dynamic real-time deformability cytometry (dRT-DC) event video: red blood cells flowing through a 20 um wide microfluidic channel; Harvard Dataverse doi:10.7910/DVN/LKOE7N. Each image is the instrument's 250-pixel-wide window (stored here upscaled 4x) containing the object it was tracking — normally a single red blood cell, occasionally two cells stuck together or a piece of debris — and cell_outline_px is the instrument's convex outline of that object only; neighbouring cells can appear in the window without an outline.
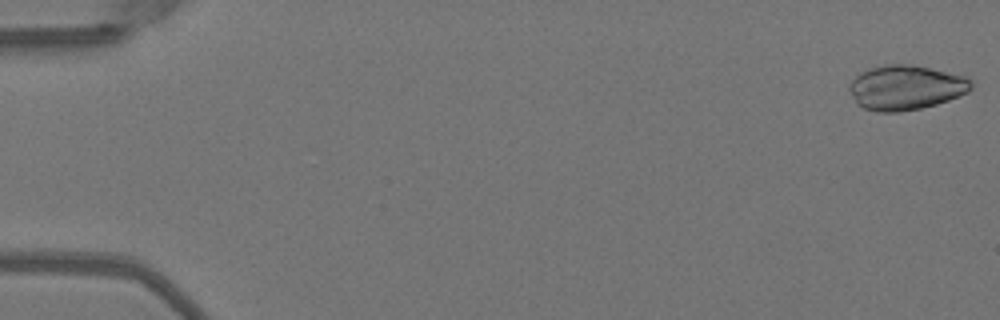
{"species": "Egyptian fruit bat (a non-hibernating species)", "species_latin": "Rousettus aegyptiacus", "temperature_condition": "warm", "stored_images_in_passage": 51, "camera_frame_rate_fps": 3000, "um_per_image_px": 0.085, "animal": {"sex": "female"}, "frame": {"image": 1, "passage_image": 1, "time_ms": 0.0, "image_size_px": [1000, 320], "cell_outline_px": [[972, 88], [968, 92], [960, 96], [936, 104], [920, 108], [900, 112], [876, 112], [864, 108], [856, 104], [848, 88], [852, 80], [860, 72], [868, 68], [884, 64], [912, 64], [964, 76], [972, 80]], "centroid_in_image_um": [76.97, 7.44], "position_along_channel_um": 8.0, "area_um2": 31.91}}
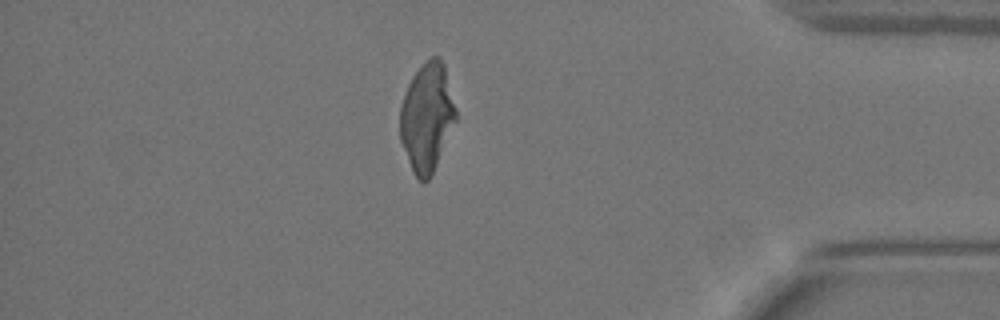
{"frame": {"image": 2, "passage_image": 44, "time_ms": 14.333, "image_size_px": [1000, 320], "cell_outline_px": [[456, 120], [436, 164], [428, 180], [420, 180], [412, 172], [400, 140], [400, 108], [408, 84], [412, 76], [424, 60], [432, 56], [440, 56], [444, 64], [456, 108]], "centroid_in_image_um": [36.28, 9.91], "position_along_channel_um": 398.9, "area_um2": 35.03}}
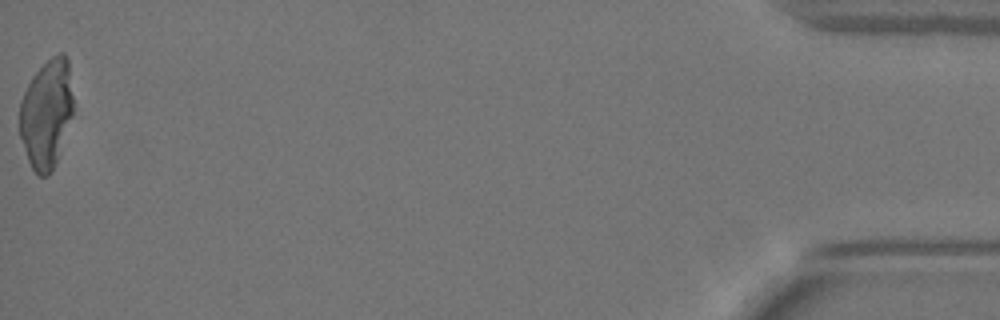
{"frame": {"image": 3, "passage_image": 51, "time_ms": 16.667, "image_size_px": [1000, 320], "cell_outline_px": [[72, 116], [52, 172], [48, 176], [36, 176], [28, 160], [20, 136], [20, 100], [32, 76], [56, 52], [64, 52], [68, 60], [72, 96]], "centroid_in_image_um": [3.94, 9.66], "position_along_channel_um": 431.3, "area_um2": 33.76}}